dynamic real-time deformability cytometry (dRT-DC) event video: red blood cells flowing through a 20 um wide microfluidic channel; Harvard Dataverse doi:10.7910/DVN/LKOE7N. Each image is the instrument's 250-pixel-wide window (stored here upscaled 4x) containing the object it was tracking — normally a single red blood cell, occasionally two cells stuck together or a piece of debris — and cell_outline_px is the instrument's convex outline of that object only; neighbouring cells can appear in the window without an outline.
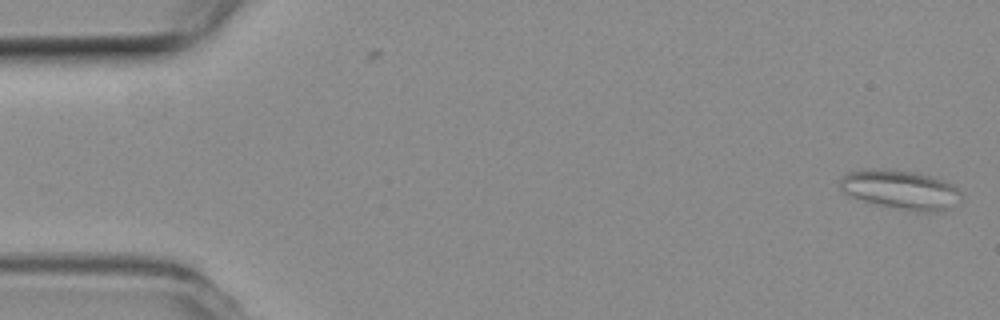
{"species": "common noctule bat (a hibernating species)", "species_latin": "Nyctalus noctula", "temperature_condition": "room temperature", "stored_images_in_passage": 54, "camera_frame_rate_fps": 3000, "um_per_image_px": 0.085, "animal": {"sex": "female", "body_mass_g": 19.3, "forearm_length_mm": 54.1}, "frame": {"image": 1, "passage_image": 1, "time_ms": 0.0, "image_size_px": [1000, 320], "cell_outline_px": [[964, 196], [960, 200], [948, 208], [936, 212], [916, 212], [896, 208], [864, 200], [852, 196], [844, 192], [840, 188], [840, 180], [848, 172], [912, 172], [944, 180], [952, 184]], "centroid_in_image_um": [76.65, 16.19], "position_along_channel_um": 8.3, "area_um2": 26.24}}
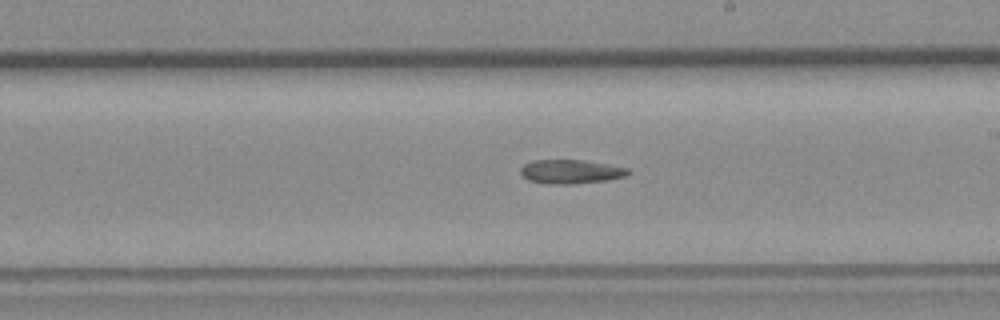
{"frame": {"image": 2, "passage_image": 30, "time_ms": 9.667, "image_size_px": [1000, 320], "cell_outline_px": [[632, 172], [624, 176], [608, 180], [572, 184], [544, 184], [528, 180], [520, 172], [520, 168], [524, 164], [536, 160], [584, 160], [608, 164], [628, 168]], "centroid_in_image_um": [48.52, 14.59], "position_along_channel_um": 240.5, "area_um2": 15.09}}
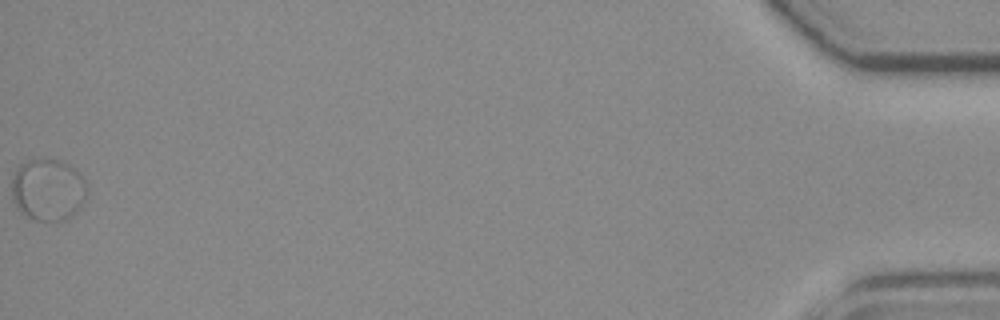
{"frame": {"image": 3, "passage_image": 54, "time_ms": 17.667, "image_size_px": [1000, 320], "cell_outline_px": [[88, 192], [80, 208], [68, 220], [36, 220], [24, 216], [16, 208], [12, 200], [12, 176], [16, 168], [20, 164], [28, 160], [44, 156], [68, 164], [84, 180], [88, 188]], "centroid_in_image_um": [4.05, 16.12], "position_along_channel_um": 431.2, "area_um2": 27.69}}